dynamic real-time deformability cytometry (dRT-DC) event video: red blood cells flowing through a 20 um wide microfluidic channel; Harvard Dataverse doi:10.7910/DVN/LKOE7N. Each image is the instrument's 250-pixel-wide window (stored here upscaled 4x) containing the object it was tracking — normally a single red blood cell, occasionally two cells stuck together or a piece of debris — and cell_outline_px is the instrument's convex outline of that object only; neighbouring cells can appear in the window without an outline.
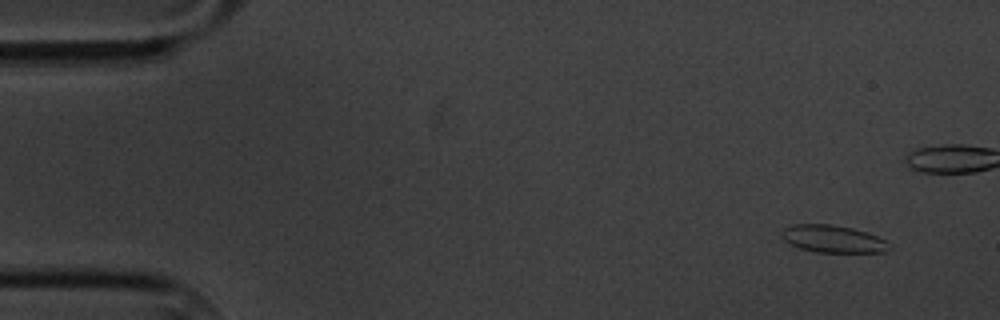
{"species": "common noctule bat (a hibernating species)", "species_latin": "Nyctalus noctula", "temperature_condition": "cold", "stored_images_in_passage": 57, "camera_frame_rate_fps": 3000, "um_per_image_px": 0.085, "animal": {"sex": "male", "body_mass_g": 20.1, "forearm_length_mm": 53.5}, "frame": {"image": 1, "passage_image": 1, "time_ms": 0.0, "image_size_px": [1000, 320], "cell_outline_px": [[892, 248], [884, 252], [816, 252], [800, 248], [784, 240], [780, 236], [784, 228], [792, 224], [832, 224], [852, 228], [868, 232], [888, 240], [892, 244]], "centroid_in_image_um": [70.87, 20.3], "position_along_channel_um": 14.1, "area_um2": 17.4}}
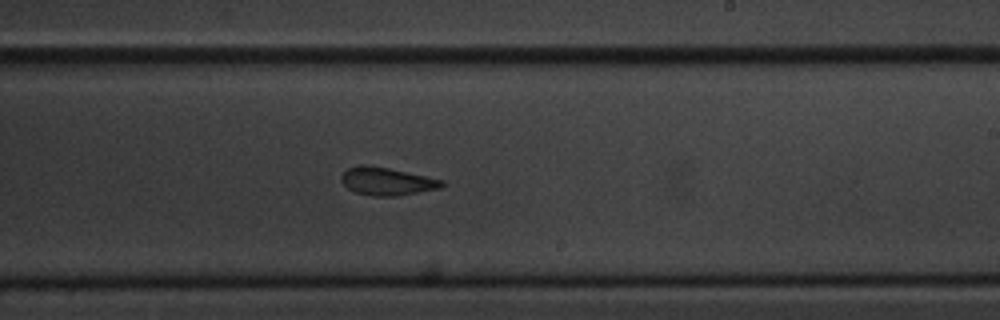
{"frame": {"image": 2, "passage_image": 32, "time_ms": 10.333, "image_size_px": [1000, 320], "cell_outline_px": [[448, 184], [440, 188], [396, 196], [372, 196], [356, 192], [348, 188], [340, 180], [340, 176], [348, 168], [360, 164], [368, 164], [388, 168], [444, 180]], "centroid_in_image_um": [32.89, 15.4], "position_along_channel_um": 256.1, "area_um2": 16.36}}
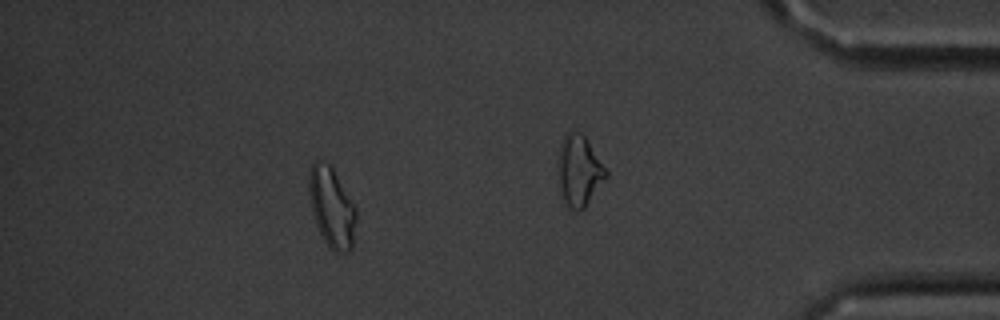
{"frame": {"image": 3, "passage_image": 50, "time_ms": 16.333, "image_size_px": [1000, 320], "cell_outline_px": [[356, 220], [352, 248], [348, 252], [336, 252], [328, 248], [316, 224], [312, 212], [308, 192], [308, 172], [312, 164], [316, 160], [328, 164], [332, 168], [356, 208]], "centroid_in_image_um": [28.18, 17.65], "position_along_channel_um": 407.0, "area_um2": 21.91}, "authors_computed_cell_mechanics": {"area_um2": 17.34, "velocity_mm_per_s": 3.3591, "shape_relaxation_time_tau1_ms": 3.5985, "shape_relaxation_time_tau2_ms": 1.9192, "deformation_change_tau1": 0.0948, "deformation_change_tau2": 0.0676}}